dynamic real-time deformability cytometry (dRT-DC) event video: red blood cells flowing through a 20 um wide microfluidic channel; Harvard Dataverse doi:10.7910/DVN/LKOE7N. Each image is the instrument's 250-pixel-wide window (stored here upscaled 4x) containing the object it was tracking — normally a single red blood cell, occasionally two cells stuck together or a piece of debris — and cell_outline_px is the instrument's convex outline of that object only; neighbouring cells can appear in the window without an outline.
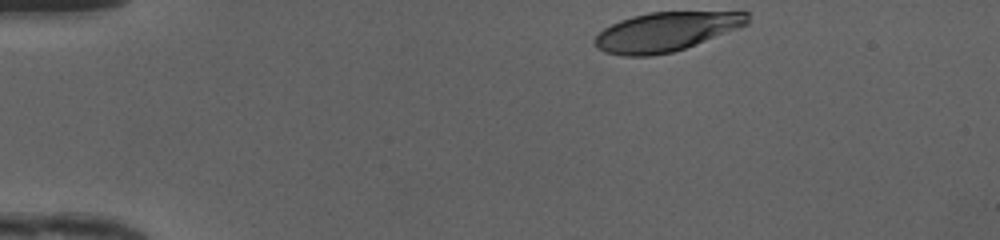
{"species": "human", "species_latin": "Homo sapiens", "temperature_condition": "cold", "stored_images_in_passage": 34, "camera_frame_rate_fps": 3000, "um_per_image_px": 0.085, "donor": {"sex": "female"}, "frame": {"image": 1, "passage_image": 1, "time_ms": 0.0, "image_size_px": [1000, 240], "cell_outline_px": [[748, 24], [684, 48], [672, 52], [652, 56], [624, 56], [604, 52], [596, 48], [592, 40], [604, 28], [620, 20], [632, 16], [648, 12], [748, 12]], "centroid_in_image_um": [56.53, 2.7], "position_along_channel_um": 28.5, "area_um2": 34.51}}
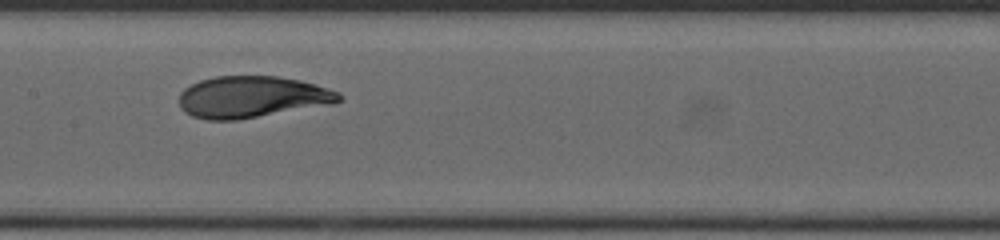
{"frame": {"image": 2, "passage_image": 18, "time_ms": 5.667, "image_size_px": [1000, 240], "cell_outline_px": [[344, 96], [336, 104], [236, 120], [208, 120], [192, 116], [184, 112], [180, 108], [180, 92], [184, 88], [200, 80], [216, 76], [276, 76], [300, 80], [316, 84], [340, 92]], "centroid_in_image_um": [21.46, 8.24], "position_along_channel_um": 185.9, "area_um2": 39.13}}
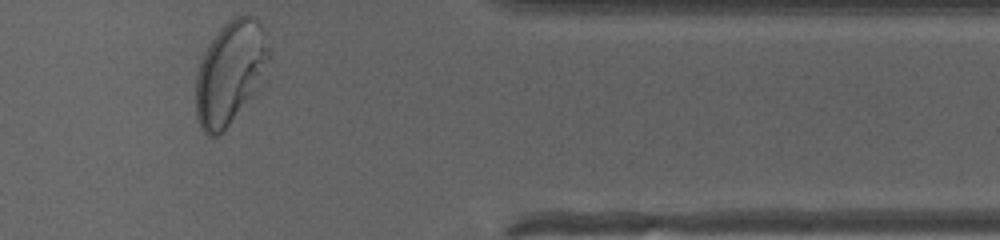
{"frame": {"image": 3, "passage_image": 34, "time_ms": 11.0, "image_size_px": [1000, 240], "cell_outline_px": [[272, 52], [268, 84], [220, 136], [208, 136], [200, 128], [196, 116], [196, 72], [200, 60], [204, 52], [216, 32], [232, 16], [256, 16], [272, 44]], "centroid_in_image_um": [19.69, 6.21], "position_along_channel_um": 391.7, "area_um2": 46.88}, "authors_computed_cell_mechanics": {"area_um2": 38.3214, "velocity_mm_per_s": 4.1668, "shape_relaxation_time_tau1_ms": 4.5119, "shape_relaxation_time_tau2_ms": null, "deformation_change_tau1": 0.2183, "deformation_change_tau2": null}}